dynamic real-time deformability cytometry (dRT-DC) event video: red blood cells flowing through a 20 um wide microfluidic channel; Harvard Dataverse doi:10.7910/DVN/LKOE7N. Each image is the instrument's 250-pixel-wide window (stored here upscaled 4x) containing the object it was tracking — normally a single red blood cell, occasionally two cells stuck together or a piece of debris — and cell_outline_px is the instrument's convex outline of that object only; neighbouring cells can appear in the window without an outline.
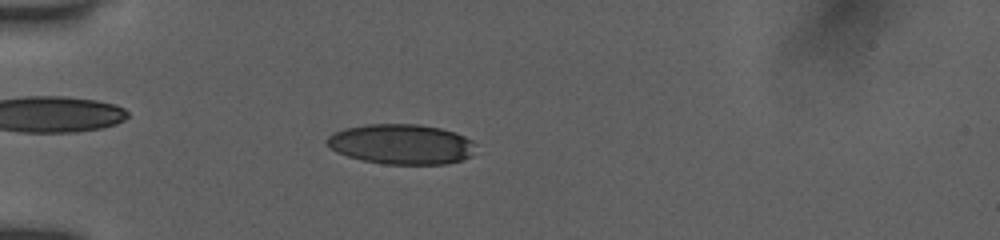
{"species": "human", "species_latin": "Homo sapiens", "temperature_condition": "room temperature", "stored_images_in_passage": 52, "camera_frame_rate_fps": 3000, "um_per_image_px": 0.085, "donor": {"sex": "female"}, "frame": {"image": 1, "passage_image": 15, "time_ms": 4.667, "image_size_px": [1000, 240], "cell_outline_px": [[476, 144], [472, 156], [460, 160], [444, 164], [384, 164], [364, 160], [348, 156], [336, 152], [324, 140], [332, 132], [344, 128], [368, 124], [416, 124], [440, 128], [456, 132], [472, 140]], "centroid_in_image_um": [34.12, 12.25], "position_along_channel_um": 50.9, "area_um2": 34.85}}
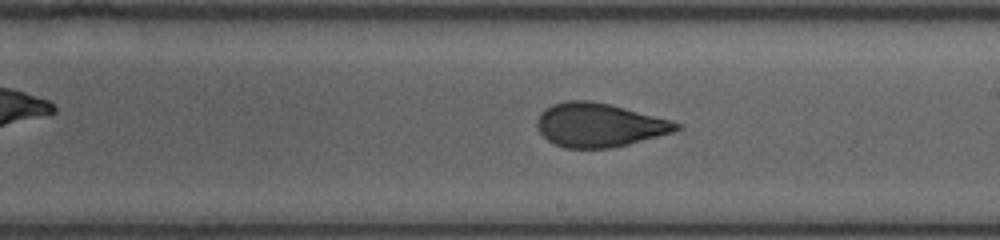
{"frame": {"image": 2, "passage_image": 31, "time_ms": 10.0, "image_size_px": [1000, 240], "cell_outline_px": [[684, 128], [672, 132], [628, 144], [612, 148], [564, 148], [552, 144], [540, 132], [536, 124], [536, 120], [540, 112], [544, 108], [552, 104], [568, 100], [588, 100], [608, 104], [672, 120], [684, 124]], "centroid_in_image_um": [50.92, 10.63], "position_along_channel_um": 238.1, "area_um2": 35.66}}
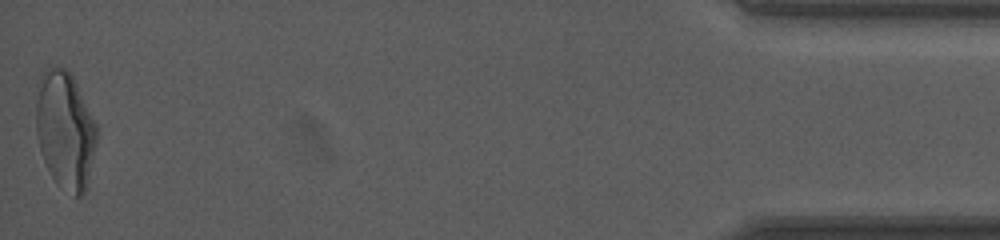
{"frame": {"image": 3, "passage_image": 52, "time_ms": 17.0, "image_size_px": [1000, 240], "cell_outline_px": [[96, 140], [88, 184], [84, 192], [80, 196], [76, 196], [56, 184], [40, 152], [36, 136], [36, 100], [40, 72], [44, 68], [52, 64], [56, 64], [72, 72], [96, 124]], "centroid_in_image_um": [5.51, 10.98], "position_along_channel_um": 429.7, "area_um2": 42.08}, "authors_computed_cell_mechanics": {"area_um2": 35.3158, "velocity_mm_per_s": 3.9249, "shape_relaxation_time_tau1_ms": 6.6188, "shape_relaxation_time_tau2_ms": 1.1942, "deformation_change_tau1": 0.1998, "deformation_change_tau2": 0.0858}}